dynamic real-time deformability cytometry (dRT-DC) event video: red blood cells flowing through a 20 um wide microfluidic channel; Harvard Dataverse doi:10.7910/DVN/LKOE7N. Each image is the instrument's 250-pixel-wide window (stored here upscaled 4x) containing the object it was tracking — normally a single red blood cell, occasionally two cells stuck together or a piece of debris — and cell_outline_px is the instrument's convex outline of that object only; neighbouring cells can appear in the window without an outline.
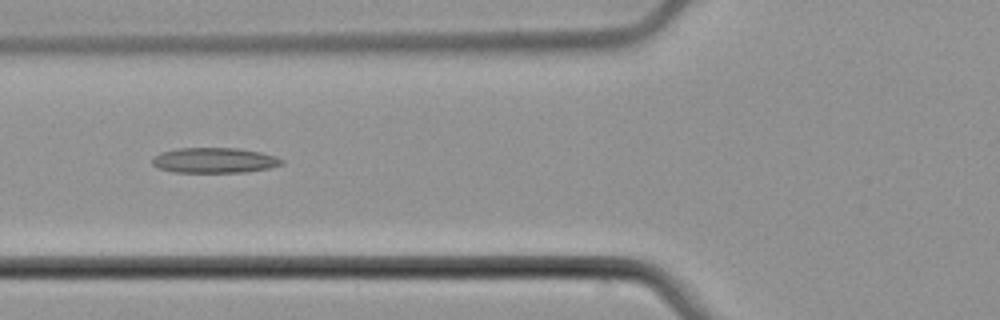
{"species": "common noctule bat (a hibernating species)", "species_latin": "Nyctalus noctula", "temperature_condition": "cold", "stored_images_in_passage": 6, "camera_frame_rate_fps": 3000, "um_per_image_px": 0.085, "animal": {"sex": "male", "body_mass_g": 21.5, "forearm_length_mm": 52.0}, "frame": {"image": 1, "passage_image": 4, "time_ms": 4.0, "image_size_px": [1000, 320], "cell_outline_px": [[284, 164], [268, 168], [248, 172], [172, 172], [156, 168], [152, 164], [152, 156], [160, 152], [176, 148], [240, 148], [260, 152], [276, 156], [284, 160]], "centroid_in_image_um": [18.19, 13.62], "position_along_channel_um": 107.6, "area_um2": 19.36}}
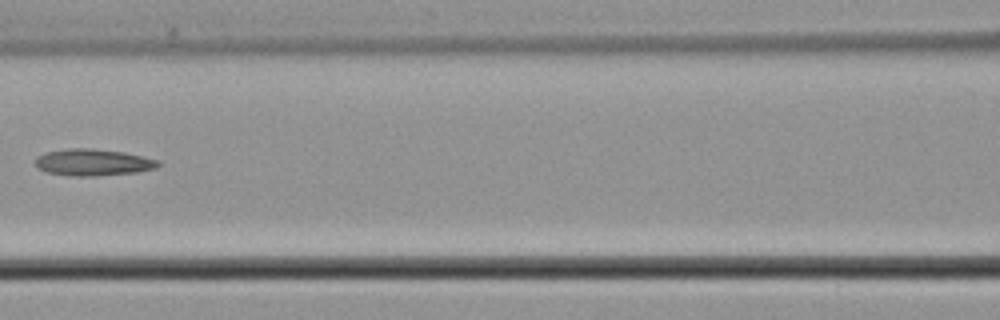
{"frame": {"image": 2, "passage_image": 5, "time_ms": 5.333, "image_size_px": [1000, 320], "cell_outline_px": [[160, 164], [156, 168], [136, 172], [96, 176], [68, 176], [44, 172], [36, 168], [36, 156], [44, 152], [68, 148], [92, 148], [124, 152], [160, 160]], "centroid_in_image_um": [7.86, 13.8], "position_along_channel_um": 158.7, "area_um2": 19.42}}
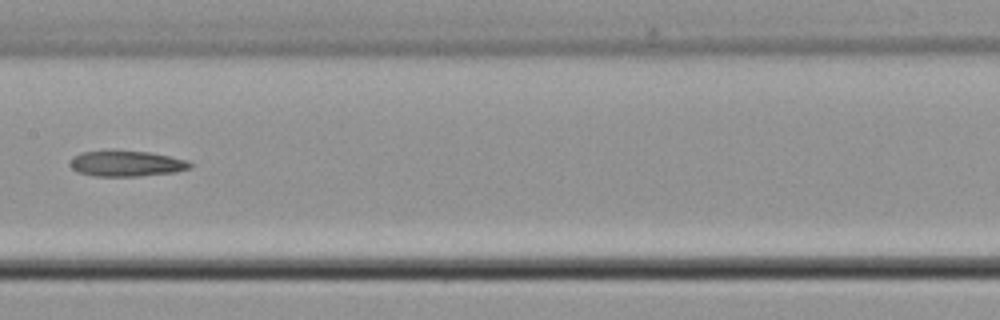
{"frame": {"image": 3, "passage_image": 6, "time_ms": 6.333, "image_size_px": [1000, 320], "cell_outline_px": [[192, 168], [176, 172], [140, 176], [92, 176], [76, 172], [72, 168], [72, 160], [80, 152], [148, 152], [188, 160], [192, 164]], "centroid_in_image_um": [10.81, 13.94], "position_along_channel_um": 196.6, "area_um2": 17.51}}